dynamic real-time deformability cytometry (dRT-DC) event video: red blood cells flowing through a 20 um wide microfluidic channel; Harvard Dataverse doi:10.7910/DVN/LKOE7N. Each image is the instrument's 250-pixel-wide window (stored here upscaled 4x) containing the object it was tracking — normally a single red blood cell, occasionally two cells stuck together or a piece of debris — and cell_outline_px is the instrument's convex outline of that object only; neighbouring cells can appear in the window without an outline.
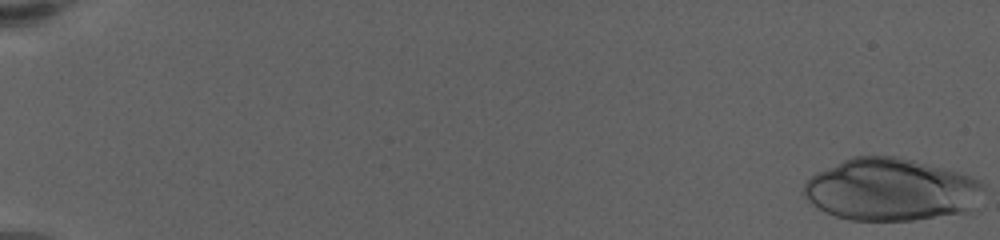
{"species": "human", "species_latin": "Homo sapiens", "temperature_condition": "warm", "stored_images_in_passage": 16, "camera_frame_rate_fps": 3000, "um_per_image_px": 0.085, "donor": {"sex": "female"}, "frame": {"image": 1, "passage_image": 1, "time_ms": 0.0, "image_size_px": [1000, 240], "cell_outline_px": [[984, 184], [968, 212], [912, 220], [848, 220], [836, 216], [812, 204], [804, 196], [804, 184], [816, 172], [852, 156], [896, 156], [912, 160], [972, 176], [980, 180]], "centroid_in_image_um": [75.69, 16.11], "position_along_channel_um": 9.3, "area_um2": 64.56}}